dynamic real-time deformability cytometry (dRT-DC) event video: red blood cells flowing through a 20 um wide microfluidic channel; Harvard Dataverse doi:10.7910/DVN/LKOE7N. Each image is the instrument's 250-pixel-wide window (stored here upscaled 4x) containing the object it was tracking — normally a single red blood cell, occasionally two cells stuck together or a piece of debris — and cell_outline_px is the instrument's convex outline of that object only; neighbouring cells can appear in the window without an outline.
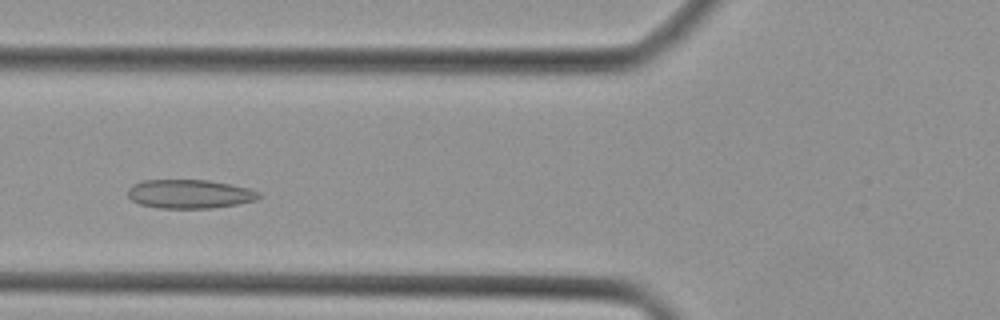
{"species": "Egyptian fruit bat (a non-hibernating species)", "species_latin": "Rousettus aegyptiacus", "temperature_condition": "cold", "stored_images_in_passage": 37, "camera_frame_rate_fps": 3000, "um_per_image_px": 0.085, "animal": {"sex": "female"}, "frame": {"image": 1, "passage_image": 10, "time_ms": 3.0, "image_size_px": [1000, 320], "cell_outline_px": [[260, 196], [256, 200], [236, 204], [212, 208], [160, 208], [140, 204], [132, 200], [128, 196], [128, 188], [132, 184], [144, 180], [208, 180], [232, 184], [248, 188], [260, 192]], "centroid_in_image_um": [16.11, 16.48], "position_along_channel_um": 109.7, "area_um2": 22.02}}
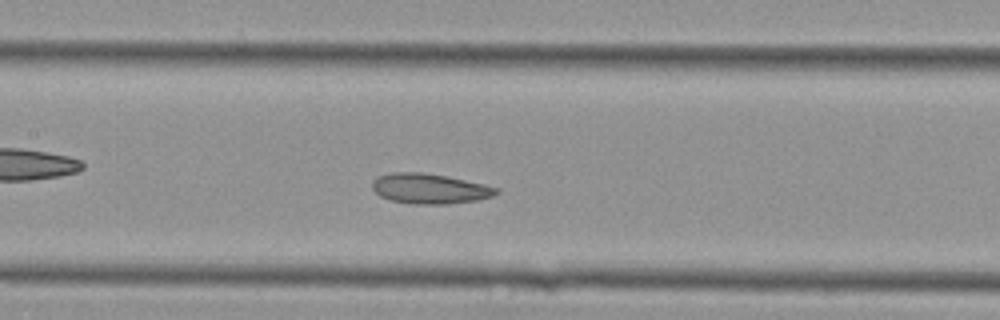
{"frame": {"image": 2, "passage_image": 14, "time_ms": 4.333, "image_size_px": [1000, 320], "cell_outline_px": [[500, 192], [492, 196], [476, 200], [444, 204], [412, 204], [392, 200], [380, 196], [372, 188], [372, 180], [376, 176], [388, 172], [420, 172], [444, 176], [484, 184], [496, 188]], "centroid_in_image_um": [36.46, 16.03], "position_along_channel_um": 170.9, "area_um2": 21.62}}
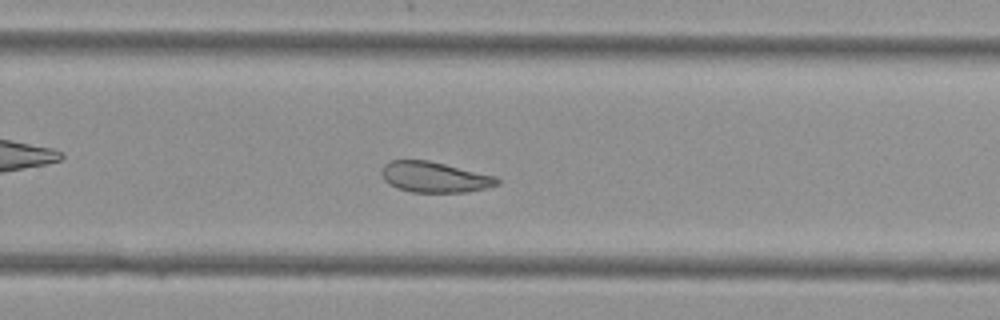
{"frame": {"image": 3, "passage_image": 22, "time_ms": 7.0, "image_size_px": [1000, 320], "cell_outline_px": [[500, 184], [488, 188], [468, 192], [412, 192], [396, 188], [388, 184], [384, 180], [380, 172], [384, 164], [392, 160], [428, 160], [496, 176], [500, 180]], "centroid_in_image_um": [36.94, 15.06], "position_along_channel_um": 292.9, "area_um2": 20.81}}